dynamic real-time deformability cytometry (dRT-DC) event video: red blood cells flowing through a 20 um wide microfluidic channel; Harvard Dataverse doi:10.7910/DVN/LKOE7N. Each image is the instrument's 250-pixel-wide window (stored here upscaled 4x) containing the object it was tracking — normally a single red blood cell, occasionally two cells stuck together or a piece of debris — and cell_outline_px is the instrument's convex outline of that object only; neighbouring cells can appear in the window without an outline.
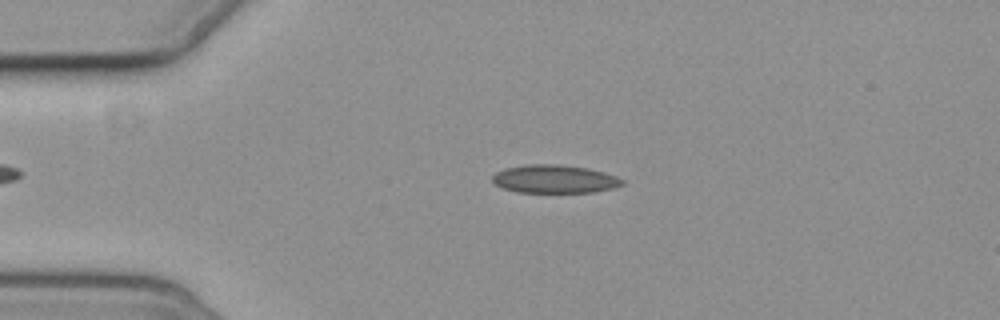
{"species": "common noctule bat (a hibernating species)", "species_latin": "Nyctalus noctula", "temperature_condition": "cold", "stored_images_in_passage": 2, "camera_frame_rate_fps": 3000, "um_per_image_px": 0.085, "animal": {"sex": "female", "body_mass_g": 19.3, "forearm_length_mm": 54.1}, "frame": {"image": 1, "passage_image": 1, "time_ms": 0.0, "image_size_px": [1000, 320], "cell_outline_px": [[624, 184], [616, 188], [596, 192], [520, 192], [504, 188], [496, 184], [492, 180], [492, 176], [496, 172], [504, 168], [524, 164], [560, 164], [588, 168], [604, 172], [616, 176], [624, 180]], "centroid_in_image_um": [47.17, 15.21], "position_along_channel_um": 37.8, "area_um2": 21.5}}
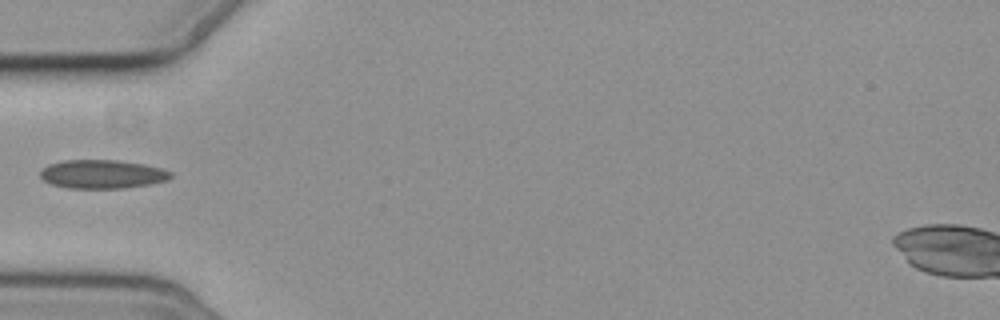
{"frame": {"image": 2, "passage_image": 2, "time_ms": 2.0, "image_size_px": [1000, 320], "cell_outline_px": [[172, 176], [168, 180], [148, 184], [124, 188], [68, 188], [52, 184], [44, 180], [40, 176], [40, 172], [48, 164], [64, 160], [116, 160], [144, 164], [164, 168], [172, 172]], "centroid_in_image_um": [8.72, 14.8], "position_along_channel_um": 76.3, "area_um2": 21.79}}